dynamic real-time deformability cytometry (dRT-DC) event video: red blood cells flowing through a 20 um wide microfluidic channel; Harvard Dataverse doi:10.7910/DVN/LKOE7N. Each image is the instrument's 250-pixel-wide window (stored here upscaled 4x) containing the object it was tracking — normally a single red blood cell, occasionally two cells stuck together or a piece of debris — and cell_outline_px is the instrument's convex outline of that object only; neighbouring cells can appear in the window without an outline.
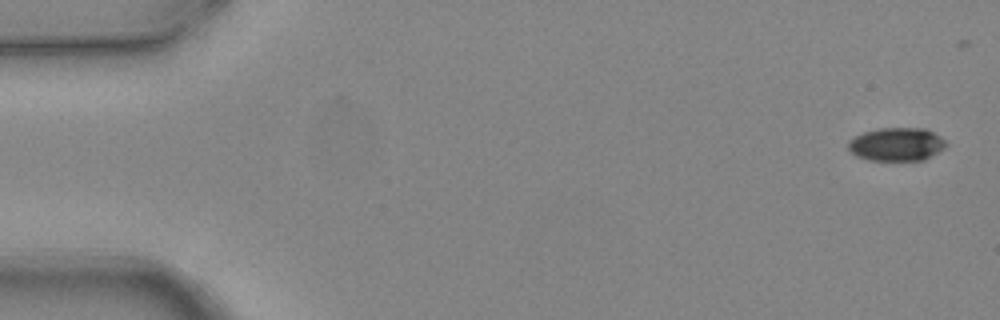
{"species": "common noctule bat (a hibernating species)", "species_latin": "Nyctalus noctula", "temperature_condition": "warm", "stored_images_in_passage": 5, "camera_frame_rate_fps": 3000, "um_per_image_px": 0.085, "animal": {"sex": "female", "body_mass_g": 24.6, "forearm_length_mm": 56.2}, "frame": {"image": 1, "passage_image": 1, "time_ms": 0.0, "image_size_px": [1000, 320], "cell_outline_px": [[948, 144], [944, 148], [924, 160], [868, 160], [856, 156], [848, 148], [848, 140], [864, 132], [880, 128], [928, 128], [940, 136]], "centroid_in_image_um": [76.22, 12.26], "position_along_channel_um": 8.8, "area_um2": 19.02}}
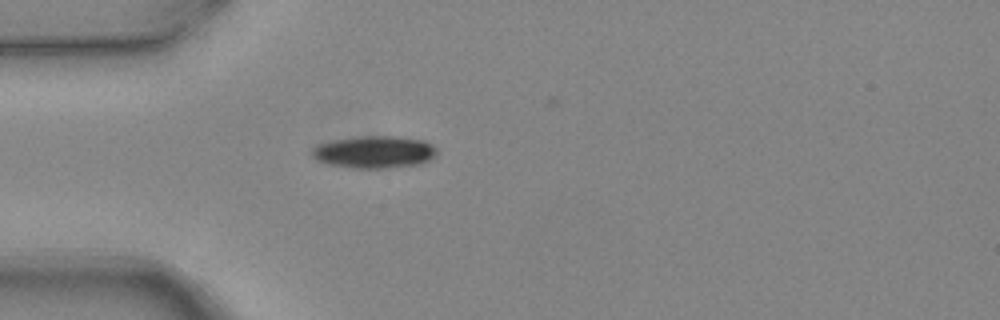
{"frame": {"image": 2, "passage_image": 5, "time_ms": 1.333, "image_size_px": [1000, 320], "cell_outline_px": [[436, 156], [432, 160], [420, 164], [388, 168], [356, 168], [328, 164], [316, 160], [312, 156], [312, 148], [320, 144], [332, 140], [356, 136], [392, 136], [424, 140], [432, 144], [436, 148]], "centroid_in_image_um": [31.84, 12.92], "position_along_channel_um": 53.2, "area_um2": 23.64}}